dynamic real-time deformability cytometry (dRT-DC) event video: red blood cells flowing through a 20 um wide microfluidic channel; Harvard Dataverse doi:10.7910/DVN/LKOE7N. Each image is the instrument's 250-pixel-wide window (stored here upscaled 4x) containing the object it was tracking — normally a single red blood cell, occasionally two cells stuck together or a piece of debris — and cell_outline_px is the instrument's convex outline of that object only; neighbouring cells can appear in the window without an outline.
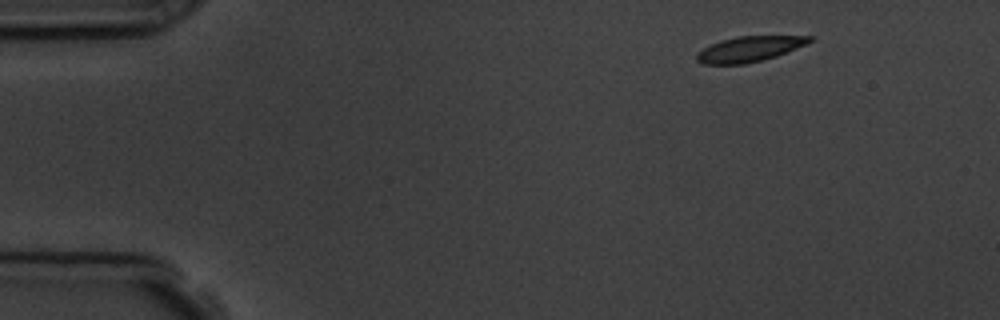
{"species": "common noctule bat (a hibernating species)", "species_latin": "Nyctalus noctula", "temperature_condition": "room temperature", "stored_images_in_passage": 7, "camera_frame_rate_fps": 3000, "um_per_image_px": 0.085, "animal": {"sex": "male", "body_mass_g": 19.5, "forearm_length_mm": 54.6}, "frame": {"image": 1, "passage_image": 1, "time_ms": 0.0, "image_size_px": [1000, 320], "cell_outline_px": [[816, 36], [812, 40], [796, 48], [776, 56], [744, 64], [704, 64], [696, 60], [696, 56], [704, 48], [720, 40], [736, 36]], "centroid_in_image_um": [63.68, 4.16], "position_along_channel_um": 21.3, "area_um2": 16.36}}
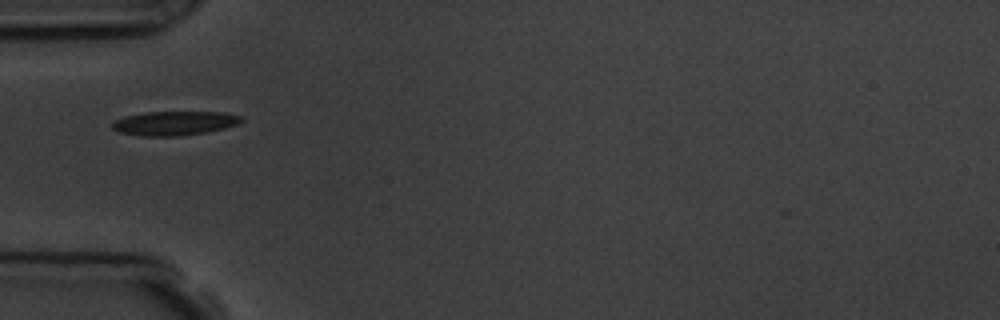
{"frame": {"image": 2, "passage_image": 4, "time_ms": 3.667, "image_size_px": [1000, 320], "cell_outline_px": [[244, 120], [236, 124], [224, 128], [208, 132], [180, 136], [140, 136], [120, 132], [112, 128], [112, 124], [116, 120], [124, 116], [144, 112], [224, 112], [240, 116]], "centroid_in_image_um": [14.82, 10.47], "position_along_channel_um": 70.2, "area_um2": 18.15}}